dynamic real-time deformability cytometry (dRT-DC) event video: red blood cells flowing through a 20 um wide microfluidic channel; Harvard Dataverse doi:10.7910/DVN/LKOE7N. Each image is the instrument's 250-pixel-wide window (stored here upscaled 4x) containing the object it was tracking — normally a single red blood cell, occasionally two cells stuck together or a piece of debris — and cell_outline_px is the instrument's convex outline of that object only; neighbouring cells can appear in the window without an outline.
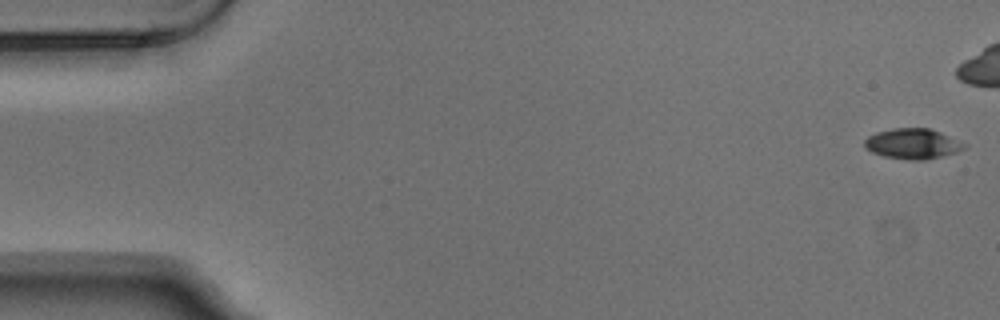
{"species": "Egyptian fruit bat (a non-hibernating species)", "species_latin": "Rousettus aegyptiacus", "temperature_condition": "warm", "stored_images_in_passage": 5, "camera_frame_rate_fps": 3000, "um_per_image_px": 0.085, "animal": {"sex": "male"}, "frame": {"image": 1, "passage_image": 1, "time_ms": 0.0, "image_size_px": [1000, 320], "cell_outline_px": [[968, 144], [964, 148], [956, 152], [924, 160], [908, 160], [884, 156], [872, 152], [864, 148], [864, 140], [868, 136], [876, 132], [892, 128], [928, 128], [940, 132]], "centroid_in_image_um": [77.55, 12.21], "position_along_channel_um": 7.5, "area_um2": 17.63}}